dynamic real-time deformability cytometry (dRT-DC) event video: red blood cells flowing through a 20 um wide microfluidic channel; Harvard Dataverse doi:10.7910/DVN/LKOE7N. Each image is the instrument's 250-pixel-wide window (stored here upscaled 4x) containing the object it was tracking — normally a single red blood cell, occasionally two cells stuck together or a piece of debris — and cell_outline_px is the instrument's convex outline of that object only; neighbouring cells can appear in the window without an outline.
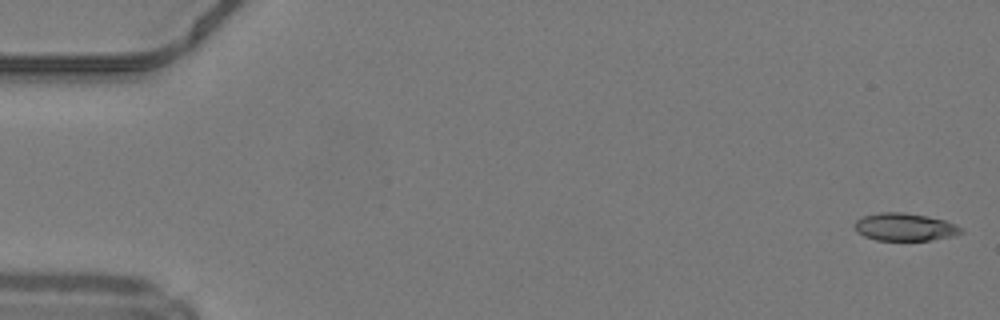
{"species": "common noctule bat (a hibernating species)", "species_latin": "Nyctalus noctula", "temperature_condition": "warm", "stored_images_in_passage": 49, "camera_frame_rate_fps": 3000, "um_per_image_px": 0.085, "animal": {"sex": "male", "body_mass_g": 19.2, "forearm_length_mm": 51.8}, "frame": {"image": 1, "passage_image": 1, "time_ms": 0.0, "image_size_px": [1000, 320], "cell_outline_px": [[964, 232], [956, 236], [932, 240], [876, 240], [864, 236], [856, 232], [852, 224], [856, 220], [864, 216], [880, 212], [904, 212], [944, 220], [956, 224], [964, 228]], "centroid_in_image_um": [76.92, 19.3], "position_along_channel_um": 8.1, "area_um2": 17.4}}
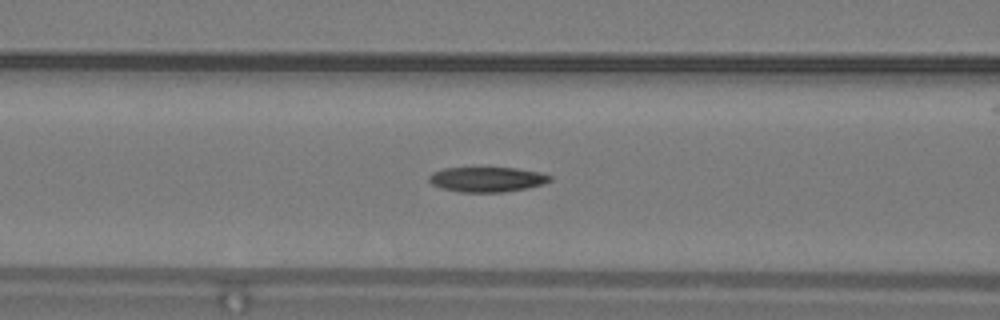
{"frame": {"image": 2, "passage_image": 20, "time_ms": 6.333, "image_size_px": [1000, 320], "cell_outline_px": [[552, 180], [544, 184], [528, 188], [504, 192], [460, 192], [440, 188], [432, 184], [428, 180], [428, 176], [432, 172], [444, 168], [516, 168], [540, 172], [552, 176]], "centroid_in_image_um": [41.4, 15.25], "position_along_channel_um": 125.2, "area_um2": 17.74}}
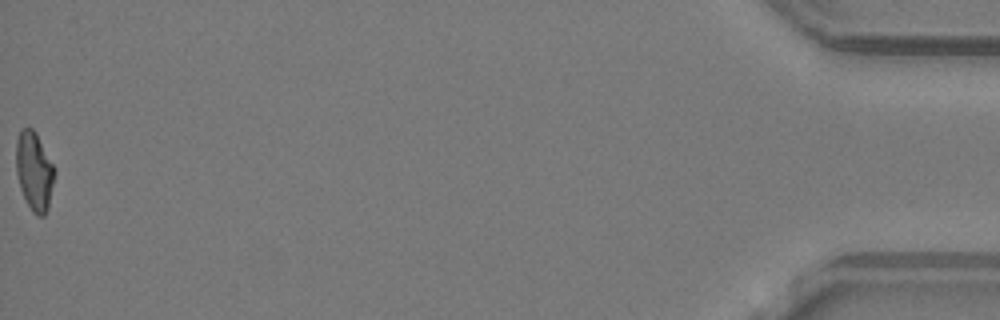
{"frame": {"image": 3, "passage_image": 49, "time_ms": 16.0, "image_size_px": [1000, 320], "cell_outline_px": [[56, 172], [48, 208], [44, 216], [36, 216], [32, 212], [20, 188], [16, 172], [16, 140], [20, 128], [32, 128], [36, 132]], "centroid_in_image_um": [2.9, 14.55], "position_along_channel_um": 432.3, "area_um2": 17.63}, "authors_computed_cell_mechanics": {"area_um2": 17.8602, "velocity_mm_per_s": 4.24, "shape_relaxation_time_tau1_ms": null, "shape_relaxation_time_tau2_ms": 4.3769, "deformation_change_tau1": null, "deformation_change_tau2": 0.1205}}